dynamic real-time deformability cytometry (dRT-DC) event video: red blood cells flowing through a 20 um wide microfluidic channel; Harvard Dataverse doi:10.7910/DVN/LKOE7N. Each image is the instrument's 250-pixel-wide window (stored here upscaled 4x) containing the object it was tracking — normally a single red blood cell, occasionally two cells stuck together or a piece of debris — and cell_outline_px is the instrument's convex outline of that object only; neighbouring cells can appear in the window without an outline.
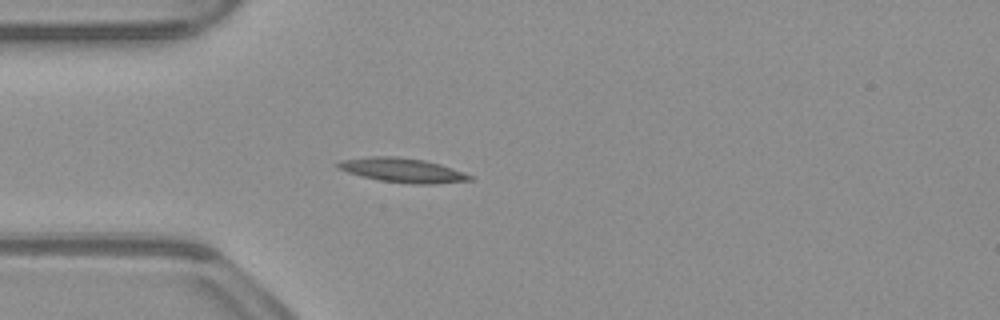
{"species": "common noctule bat (a hibernating species)", "species_latin": "Nyctalus noctula", "temperature_condition": "warm", "stored_images_in_passage": 40, "camera_frame_rate_fps": 3000, "um_per_image_px": 0.085, "animal": {"sex": "male", "body_mass_g": 23.1, "forearm_length_mm": 52.7}, "frame": {"image": 1, "passage_image": 1, "time_ms": 0.0, "image_size_px": [1000, 320], "cell_outline_px": [[476, 176], [472, 180], [436, 184], [412, 184], [380, 180], [360, 176], [336, 168], [336, 164], [340, 160], [372, 156], [396, 156], [424, 160], [440, 164]], "centroid_in_image_um": [34.24, 14.47], "position_along_channel_um": 50.8, "area_um2": 18.84}}
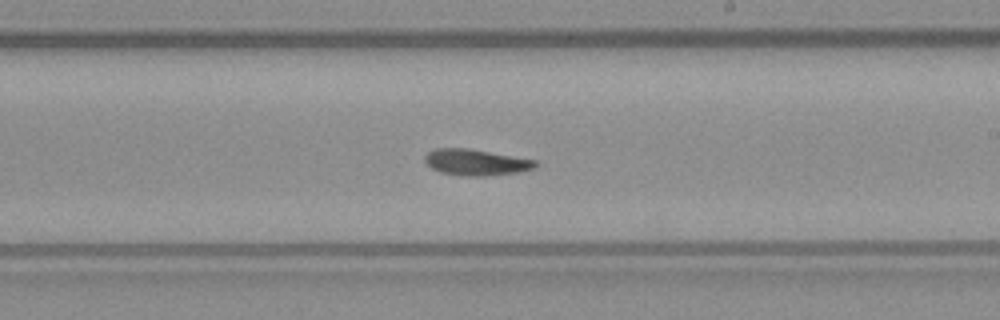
{"frame": {"image": 2, "passage_image": 17, "time_ms": 5.333, "image_size_px": [1000, 320], "cell_outline_px": [[536, 168], [520, 172], [484, 176], [464, 176], [440, 172], [432, 168], [424, 160], [424, 156], [432, 148], [468, 148], [536, 160]], "centroid_in_image_um": [40.44, 13.79], "position_along_channel_um": 248.6, "area_um2": 16.88}}
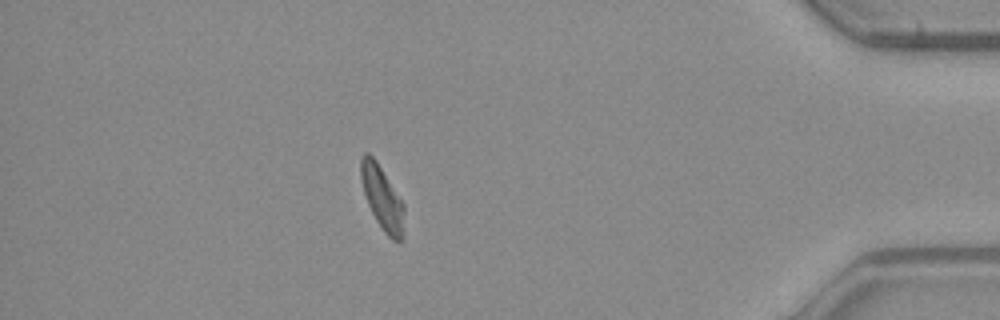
{"frame": {"image": 3, "passage_image": 33, "time_ms": 10.667, "image_size_px": [1000, 320], "cell_outline_px": [[404, 236], [400, 244], [392, 240], [384, 232], [376, 220], [368, 204], [360, 180], [360, 160], [364, 152], [368, 152], [376, 160], [404, 204]], "centroid_in_image_um": [32.5, 16.86], "position_along_channel_um": 402.7, "area_um2": 16.24}}